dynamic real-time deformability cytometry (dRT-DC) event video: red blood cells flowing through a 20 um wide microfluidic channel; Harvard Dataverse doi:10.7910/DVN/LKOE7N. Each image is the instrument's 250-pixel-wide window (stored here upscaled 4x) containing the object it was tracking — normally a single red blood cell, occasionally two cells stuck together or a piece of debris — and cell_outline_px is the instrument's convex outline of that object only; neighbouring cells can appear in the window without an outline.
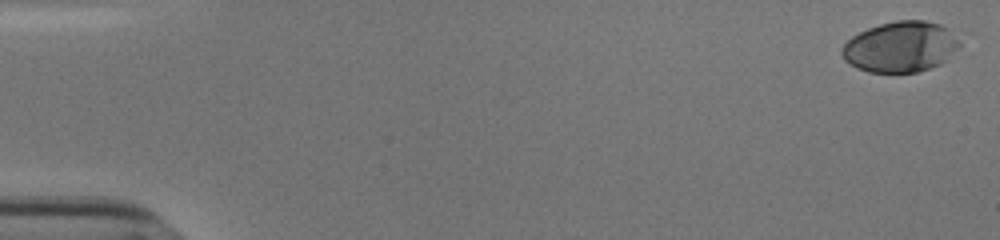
{"species": "human", "species_latin": "Homo sapiens", "temperature_condition": "cold", "stored_images_in_passage": 44, "camera_frame_rate_fps": 3000, "um_per_image_px": 0.085, "donor": {"sex": "male"}, "frame": {"image": 1, "passage_image": 1, "time_ms": 0.0, "image_size_px": [1000, 240], "cell_outline_px": [[960, 44], [948, 60], [940, 64], [916, 72], [868, 72], [856, 68], [844, 60], [840, 52], [840, 48], [852, 36], [868, 28], [880, 24], [896, 20], [924, 20], [940, 24], [948, 28]], "centroid_in_image_um": [76.51, 3.98], "position_along_channel_um": 8.5, "area_um2": 34.74}}
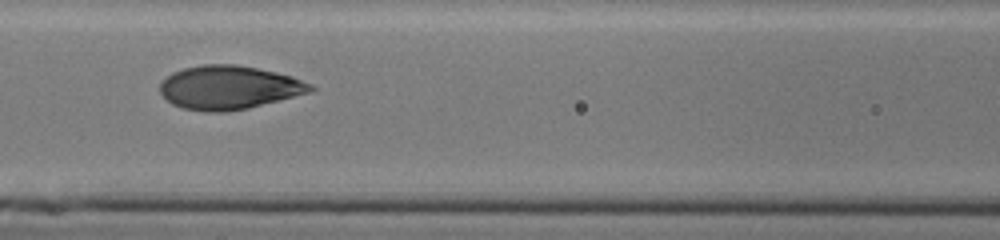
{"frame": {"image": 2, "passage_image": 25, "time_ms": 8.0, "image_size_px": [1000, 240], "cell_outline_px": [[316, 88], [312, 92], [248, 108], [224, 112], [208, 112], [184, 108], [172, 104], [160, 92], [160, 84], [172, 72], [184, 68], [200, 64], [236, 64], [276, 72], [292, 76], [312, 84]], "centroid_in_image_um": [19.49, 7.43], "position_along_channel_um": 147.1, "area_um2": 38.26}}
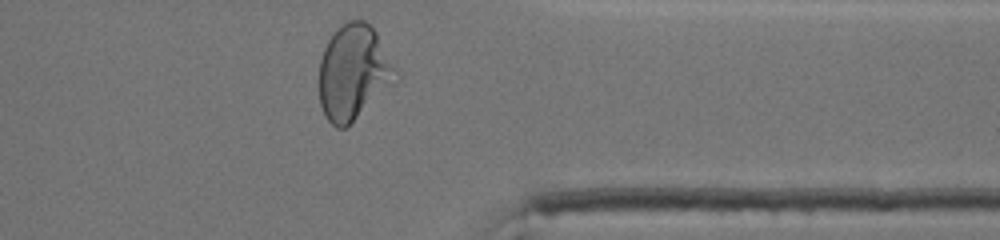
{"frame": {"image": 3, "passage_image": 44, "time_ms": 14.333, "image_size_px": [1000, 240], "cell_outline_px": [[400, 76], [396, 84], [348, 128], [336, 128], [324, 116], [320, 104], [320, 60], [324, 48], [328, 40], [336, 28], [348, 20], [364, 20], [376, 32], [400, 72]], "centroid_in_image_um": [30.1, 6.2], "position_along_channel_um": 381.3, "area_um2": 43.47}, "authors_computed_cell_mechanics": {"area_um2": 37.3966, "velocity_mm_per_s": 3.8099, "shape_relaxation_time_tau1_ms": 4.2321, "shape_relaxation_time_tau2_ms": null, "deformation_change_tau1": 0.2017, "deformation_change_tau2": null}}